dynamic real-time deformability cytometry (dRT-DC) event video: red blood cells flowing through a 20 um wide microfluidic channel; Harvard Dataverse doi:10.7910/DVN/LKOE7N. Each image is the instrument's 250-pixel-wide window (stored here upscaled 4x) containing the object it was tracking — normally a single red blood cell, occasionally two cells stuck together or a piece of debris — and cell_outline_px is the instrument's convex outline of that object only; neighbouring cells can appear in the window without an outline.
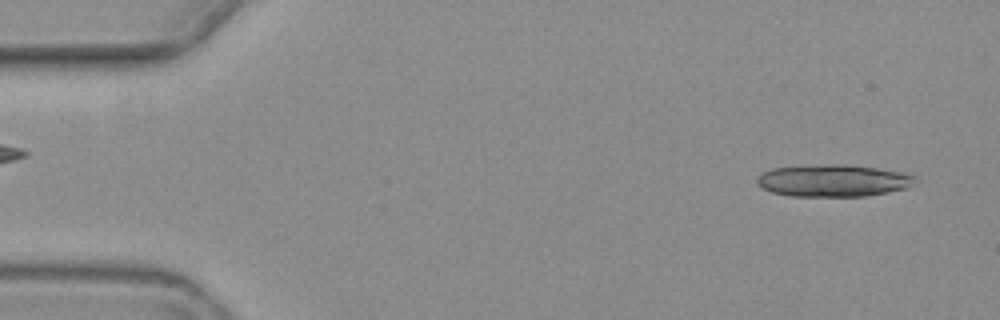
{"species": "common noctule bat (a hibernating species)", "species_latin": "Nyctalus noctula", "temperature_condition": "warm", "stored_images_in_passage": 7, "segment_of_instrument_passage": [1, 2], "camera_frame_rate_fps": 3000, "um_per_image_px": 0.085, "animal": {"sex": "female", "body_mass_g": 19.3, "forearm_length_mm": 54.1}, "frame": {"image": 1, "passage_image": 1, "time_ms": 0.0, "image_size_px": [1000, 320], "cell_outline_px": [[916, 176], [912, 184], [908, 188], [868, 196], [788, 196], [772, 192], [756, 184], [756, 176], [760, 172], [772, 168], [828, 164], [844, 164], [876, 168], [904, 172]], "centroid_in_image_um": [70.79, 15.35], "position_along_channel_um": 14.2, "area_um2": 29.77}}